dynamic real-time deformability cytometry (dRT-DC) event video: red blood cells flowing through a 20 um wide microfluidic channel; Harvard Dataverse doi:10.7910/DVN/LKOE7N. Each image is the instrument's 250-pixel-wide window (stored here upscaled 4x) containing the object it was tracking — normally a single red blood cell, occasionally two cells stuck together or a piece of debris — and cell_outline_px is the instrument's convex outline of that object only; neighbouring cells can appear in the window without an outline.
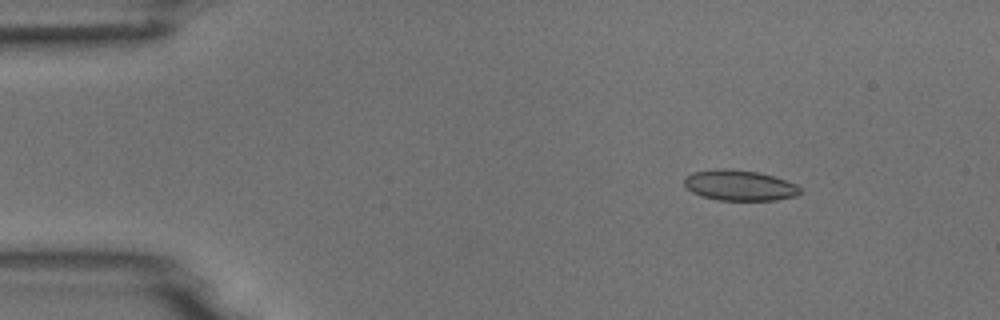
{"species": "common noctule bat (a hibernating species)", "species_latin": "Nyctalus noctula", "temperature_condition": "room temperature", "stored_images_in_passage": 12, "camera_frame_rate_fps": 3000, "um_per_image_px": 0.085, "animal": {"sex": "male", "body_mass_g": 18.8}, "frame": {"image": 1, "passage_image": 7, "time_ms": 2.0, "image_size_px": [1000, 320], "cell_outline_px": [[800, 192], [796, 196], [776, 200], [716, 200], [700, 196], [692, 192], [684, 184], [684, 176], [692, 172], [716, 168], [728, 168], [756, 172], [772, 176], [796, 184], [800, 188]], "centroid_in_image_um": [62.8, 15.75], "position_along_channel_um": 22.2, "area_um2": 20.69}}